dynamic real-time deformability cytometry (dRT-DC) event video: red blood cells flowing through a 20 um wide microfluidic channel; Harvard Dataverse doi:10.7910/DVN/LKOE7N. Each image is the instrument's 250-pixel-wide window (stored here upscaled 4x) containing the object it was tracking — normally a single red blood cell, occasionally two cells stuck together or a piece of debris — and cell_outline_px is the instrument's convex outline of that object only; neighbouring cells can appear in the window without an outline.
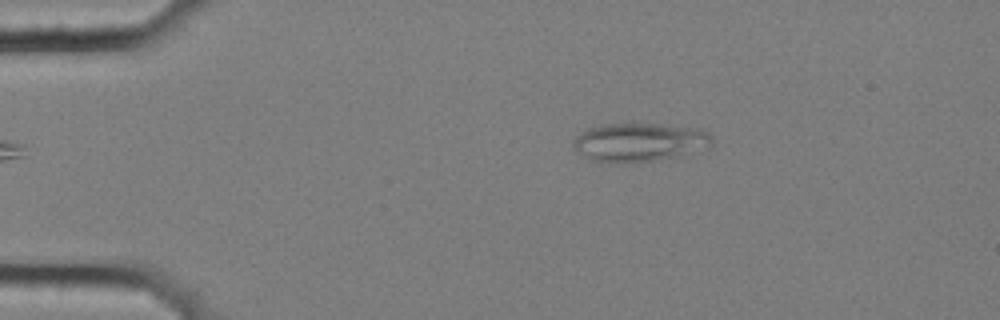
{"species": "common noctule bat (a hibernating species)", "species_latin": "Nyctalus noctula", "temperature_condition": "cold", "stored_images_in_passage": 4, "camera_frame_rate_fps": 3000, "um_per_image_px": 0.085, "animal": {"sex": "female", "body_mass_g": 25.1}, "frame": {"image": 1, "passage_image": 4, "time_ms": 1.0, "image_size_px": [1000, 320], "cell_outline_px": [[712, 144], [708, 148], [660, 160], [620, 164], [588, 160], [572, 148], [572, 140], [580, 132], [588, 128], [600, 124], [660, 124], [700, 128], [708, 132], [712, 136]], "centroid_in_image_um": [54.31, 12.1], "position_along_channel_um": 30.7, "area_um2": 31.85}}